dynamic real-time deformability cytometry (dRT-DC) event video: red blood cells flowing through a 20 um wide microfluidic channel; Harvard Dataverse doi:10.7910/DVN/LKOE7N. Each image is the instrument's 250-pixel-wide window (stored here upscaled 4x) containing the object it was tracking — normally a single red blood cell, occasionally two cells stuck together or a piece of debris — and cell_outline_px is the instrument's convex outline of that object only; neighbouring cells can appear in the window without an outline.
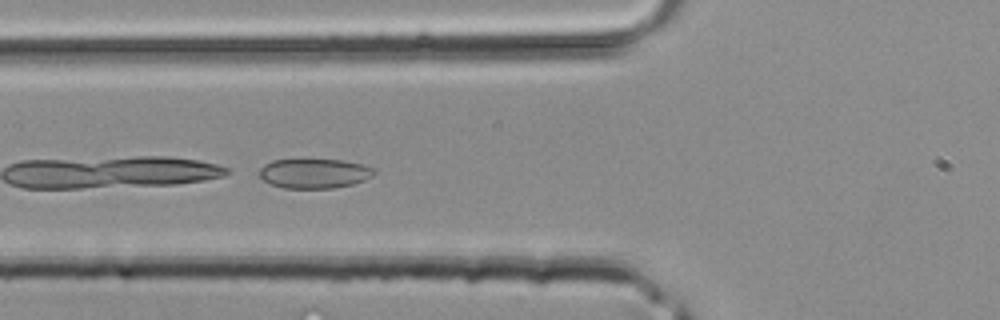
{"species": "common noctule bat (a hibernating species)", "species_latin": "Nyctalus noctula", "temperature_condition": "room temperature", "stored_images_in_passage": 20, "camera_frame_rate_fps": 3000, "um_per_image_px": 0.085, "animal": {"sex": "male", "body_mass_g": 20.4}, "frame": {"image": 1, "passage_image": 6, "time_ms": 1.667, "image_size_px": [1000, 320], "cell_outline_px": [[376, 172], [372, 176], [364, 180], [352, 184], [332, 188], [284, 188], [272, 184], [264, 180], [260, 176], [260, 168], [264, 164], [272, 160], [344, 160], [364, 164], [376, 168]], "centroid_in_image_um": [26.76, 14.73], "position_along_channel_um": 99.0, "area_um2": 19.77}}
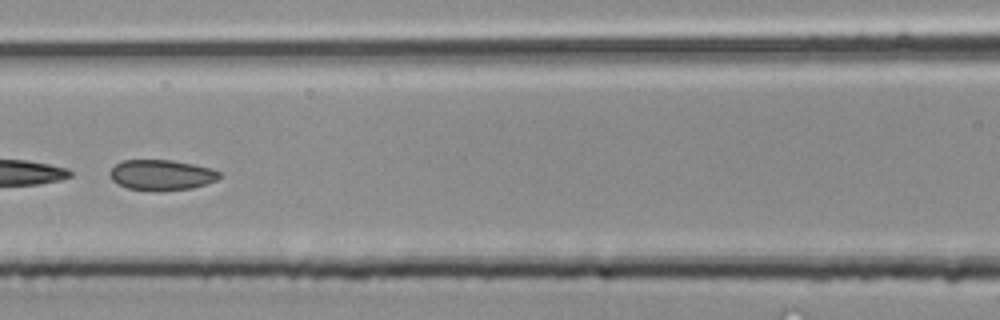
{"frame": {"image": 2, "passage_image": 9, "time_ms": 2.667, "image_size_px": [1000, 320], "cell_outline_px": [[220, 176], [216, 180], [192, 188], [160, 192], [156, 192], [128, 188], [112, 180], [108, 172], [116, 164], [124, 160], [172, 160], [192, 164], [208, 168], [220, 172]], "centroid_in_image_um": [13.69, 14.88], "position_along_channel_um": 152.9, "area_um2": 19.42}}